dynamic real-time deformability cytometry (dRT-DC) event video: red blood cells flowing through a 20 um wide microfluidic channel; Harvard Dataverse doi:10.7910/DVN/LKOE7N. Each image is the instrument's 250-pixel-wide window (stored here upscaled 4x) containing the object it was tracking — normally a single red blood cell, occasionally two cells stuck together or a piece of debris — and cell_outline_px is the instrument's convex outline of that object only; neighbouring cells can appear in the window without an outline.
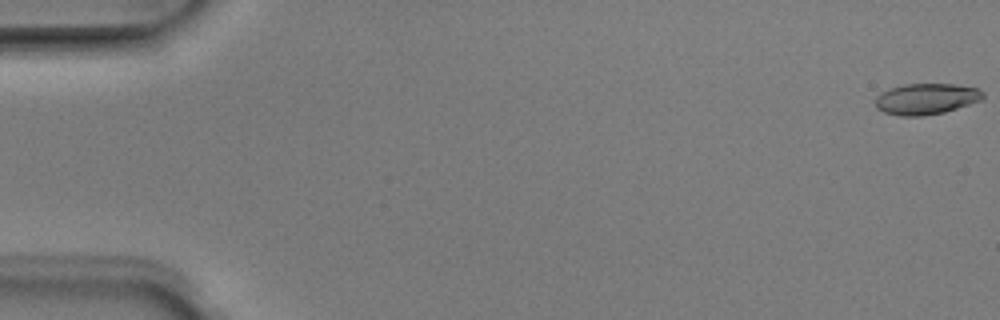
{"species": "Egyptian fruit bat (a non-hibernating species)", "species_latin": "Rousettus aegyptiacus", "temperature_condition": "room temperature", "stored_images_in_passage": 6, "camera_frame_rate_fps": 3000, "um_per_image_px": 0.085, "animal": {"sex": "male"}, "frame": {"image": 1, "passage_image": 1, "time_ms": 0.0, "image_size_px": [1000, 320], "cell_outline_px": [[984, 96], [980, 100], [944, 112], [924, 116], [900, 116], [884, 112], [876, 108], [876, 96], [892, 88], [904, 84], [952, 84], [976, 88], [984, 92]], "centroid_in_image_um": [78.71, 8.41], "position_along_channel_um": 6.3, "area_um2": 19.19}}
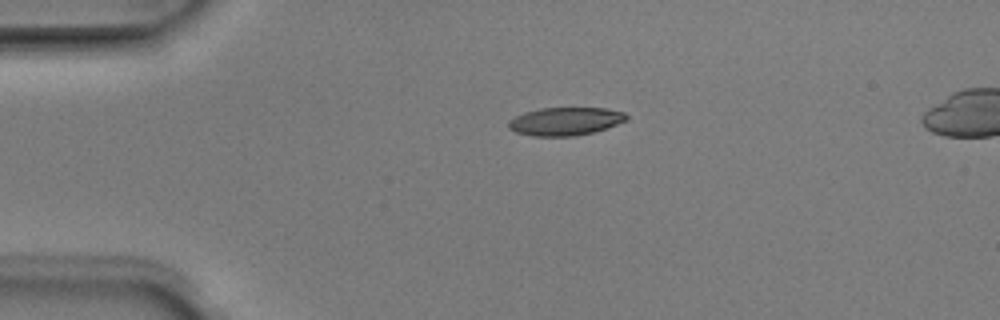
{"frame": {"image": 2, "passage_image": 4, "time_ms": 1.0, "image_size_px": [1000, 320], "cell_outline_px": [[628, 120], [592, 132], [576, 136], [532, 136], [516, 132], [508, 128], [508, 120], [524, 112], [540, 108], [604, 108], [624, 112], [628, 116]], "centroid_in_image_um": [48.02, 10.31], "position_along_channel_um": 37.0, "area_um2": 19.25}}